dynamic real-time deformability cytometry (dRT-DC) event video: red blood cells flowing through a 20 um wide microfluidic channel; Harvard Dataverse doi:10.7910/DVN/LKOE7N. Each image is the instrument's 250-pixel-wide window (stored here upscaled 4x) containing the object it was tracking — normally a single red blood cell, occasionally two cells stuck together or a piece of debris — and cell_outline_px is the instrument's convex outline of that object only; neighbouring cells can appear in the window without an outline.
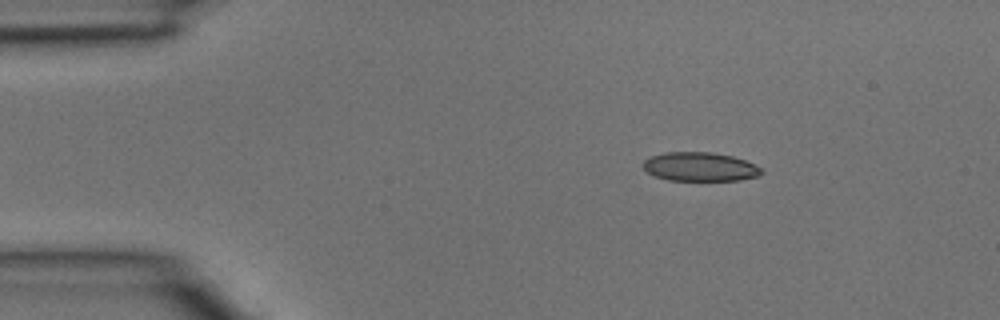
{"species": "common noctule bat (a hibernating species)", "species_latin": "Nyctalus noctula", "temperature_condition": "room temperature", "stored_images_in_passage": 6, "camera_frame_rate_fps": 3000, "um_per_image_px": 0.085, "animal": {"sex": "male", "body_mass_g": 15.6}, "frame": {"image": 1, "passage_image": 6, "time_ms": 1.667, "image_size_px": [1000, 320], "cell_outline_px": [[764, 172], [756, 176], [740, 180], [668, 180], [656, 176], [648, 172], [644, 168], [644, 160], [652, 156], [664, 152], [712, 152], [732, 156], [744, 160], [760, 168]], "centroid_in_image_um": [59.49, 14.17], "position_along_channel_um": 25.5, "area_um2": 19.65}}